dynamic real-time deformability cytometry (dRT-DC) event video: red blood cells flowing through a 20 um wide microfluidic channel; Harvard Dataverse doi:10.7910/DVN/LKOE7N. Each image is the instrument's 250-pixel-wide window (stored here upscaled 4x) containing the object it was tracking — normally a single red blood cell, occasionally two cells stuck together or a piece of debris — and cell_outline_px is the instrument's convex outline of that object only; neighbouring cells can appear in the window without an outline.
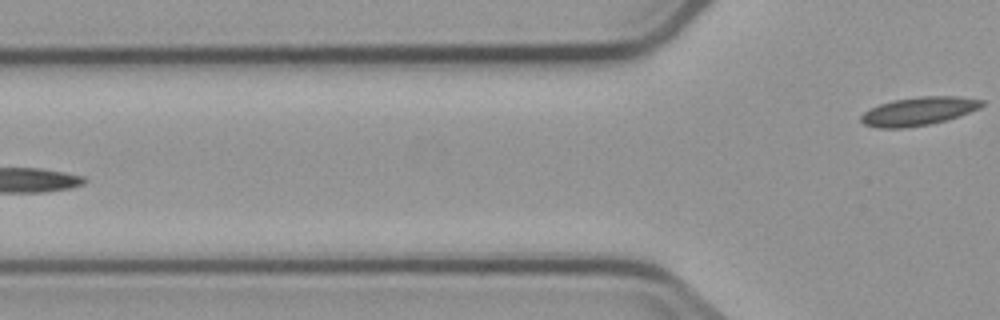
{"species": "common noctule bat (a hibernating species)", "species_latin": "Nyctalus noctula", "temperature_condition": "cold", "stored_images_in_passage": 5, "camera_frame_rate_fps": 3000, "um_per_image_px": 0.085, "animal": {"sex": "male", "body_mass_g": 23.1, "forearm_length_mm": 52.7}, "frame": {"image": 1, "passage_image": 5, "time_ms": 5.667, "image_size_px": [1000, 320], "cell_outline_px": [[984, 104], [980, 108], [944, 120], [928, 124], [904, 128], [876, 128], [864, 124], [860, 120], [860, 116], [868, 108], [892, 100], [920, 96], [960, 96], [984, 100]], "centroid_in_image_um": [78.04, 9.44], "position_along_channel_um": 47.8, "area_um2": 19.94}}